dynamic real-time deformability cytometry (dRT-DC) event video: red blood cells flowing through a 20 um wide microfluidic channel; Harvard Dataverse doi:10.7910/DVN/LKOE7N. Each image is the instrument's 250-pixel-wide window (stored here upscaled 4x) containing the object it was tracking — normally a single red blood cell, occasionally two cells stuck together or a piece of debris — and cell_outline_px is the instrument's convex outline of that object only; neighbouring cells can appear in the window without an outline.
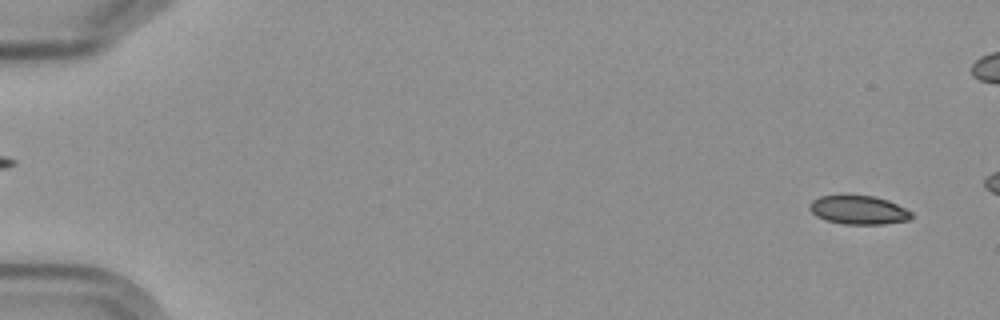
{"species": "Egyptian fruit bat (a non-hibernating species)", "species_latin": "Rousettus aegyptiacus", "temperature_condition": "cold", "stored_images_in_passage": 4, "camera_frame_rate_fps": 3000, "um_per_image_px": 0.085, "frame": {"image": 1, "passage_image": 1, "time_ms": 0.0, "image_size_px": [1000, 320], "cell_outline_px": [[912, 216], [908, 220], [884, 224], [844, 224], [824, 220], [816, 216], [808, 208], [808, 204], [812, 200], [820, 196], [872, 196], [888, 200], [912, 212]], "centroid_in_image_um": [72.94, 17.86], "position_along_channel_um": 12.1, "area_um2": 16.94}}